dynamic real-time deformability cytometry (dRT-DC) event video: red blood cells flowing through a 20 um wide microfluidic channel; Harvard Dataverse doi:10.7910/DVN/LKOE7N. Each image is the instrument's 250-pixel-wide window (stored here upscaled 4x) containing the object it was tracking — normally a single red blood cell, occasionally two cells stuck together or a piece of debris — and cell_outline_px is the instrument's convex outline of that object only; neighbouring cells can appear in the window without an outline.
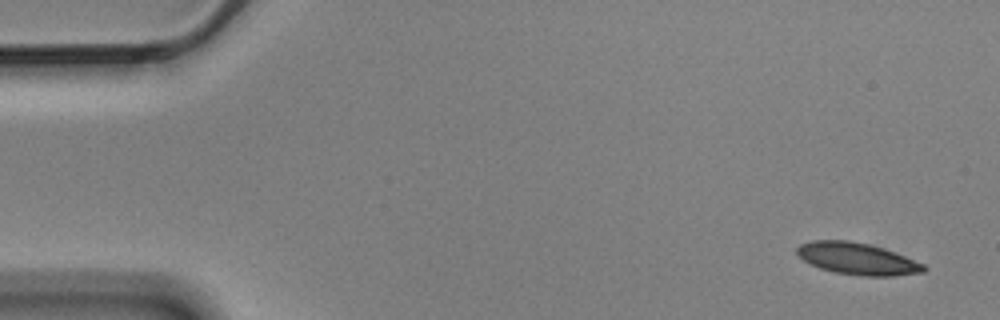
{"species": "Egyptian fruit bat (a non-hibernating species)", "species_latin": "Rousettus aegyptiacus", "temperature_condition": "cold", "stored_images_in_passage": 5, "segment_of_instrument_passage": [1, 2], "camera_frame_rate_fps": 3000, "um_per_image_px": 0.085, "animal": {"sex": "male"}, "frame": {"image": 1, "passage_image": 1, "time_ms": 0.0, "image_size_px": [1000, 320], "cell_outline_px": [[928, 268], [924, 272], [892, 276], [860, 276], [836, 272], [820, 268], [804, 260], [796, 252], [796, 248], [800, 244], [812, 240], [848, 240], [868, 244], [884, 248], [924, 264]], "centroid_in_image_um": [72.88, 21.99], "position_along_channel_um": 12.1, "area_um2": 23.41}}
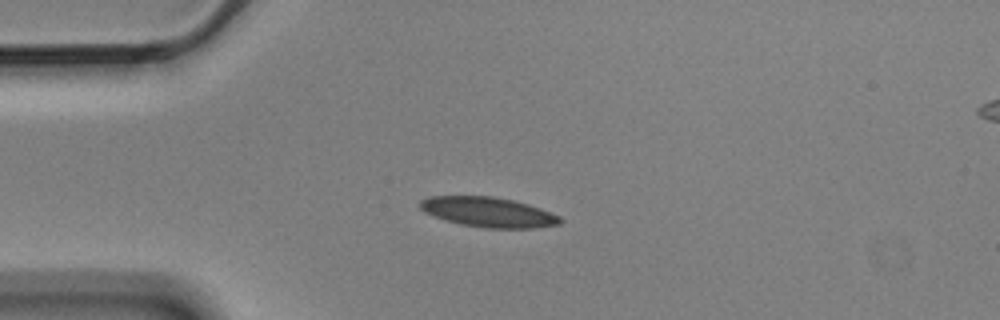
{"frame": {"image": 2, "passage_image": 4, "time_ms": 1.0, "image_size_px": [1000, 320], "cell_outline_px": [[564, 220], [560, 224], [532, 228], [484, 228], [460, 224], [444, 220], [424, 212], [420, 208], [420, 200], [428, 196], [492, 196], [512, 200], [528, 204], [540, 208], [560, 216]], "centroid_in_image_um": [41.5, 18.03], "position_along_channel_um": 43.5, "area_um2": 24.51}}